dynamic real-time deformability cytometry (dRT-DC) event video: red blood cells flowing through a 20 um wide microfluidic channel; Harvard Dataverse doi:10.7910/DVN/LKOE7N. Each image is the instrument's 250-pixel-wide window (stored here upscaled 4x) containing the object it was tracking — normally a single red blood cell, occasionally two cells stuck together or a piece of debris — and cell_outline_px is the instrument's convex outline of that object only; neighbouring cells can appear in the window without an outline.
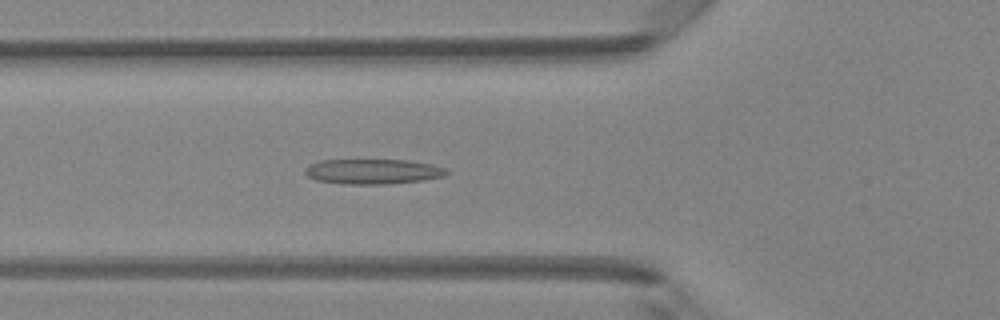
{"species": "Egyptian fruit bat (a non-hibernating species)", "species_latin": "Rousettus aegyptiacus", "temperature_condition": "room temperature", "stored_images_in_passage": 47, "camera_frame_rate_fps": 3000, "um_per_image_px": 0.085, "animal": {"sex": "female"}, "frame": {"image": 1, "passage_image": 16, "time_ms": 5.0, "image_size_px": [1000, 320], "cell_outline_px": [[448, 172], [444, 176], [424, 180], [388, 184], [340, 184], [316, 180], [308, 176], [304, 172], [304, 168], [308, 164], [320, 160], [408, 160], [432, 164], [444, 168]], "centroid_in_image_um": [31.65, 14.58], "position_along_channel_um": 94.1, "area_um2": 20.81}}
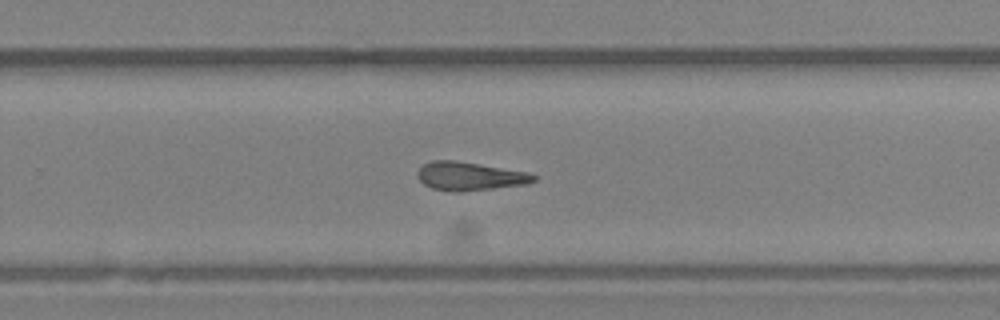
{"frame": {"image": 2, "passage_image": 30, "time_ms": 9.667, "image_size_px": [1000, 320], "cell_outline_px": [[536, 180], [528, 184], [460, 192], [452, 192], [432, 188], [424, 184], [416, 176], [416, 172], [424, 164], [432, 160], [456, 160], [524, 172], [536, 176]], "centroid_in_image_um": [39.87, 14.98], "position_along_channel_um": 289.9, "area_um2": 19.13}}
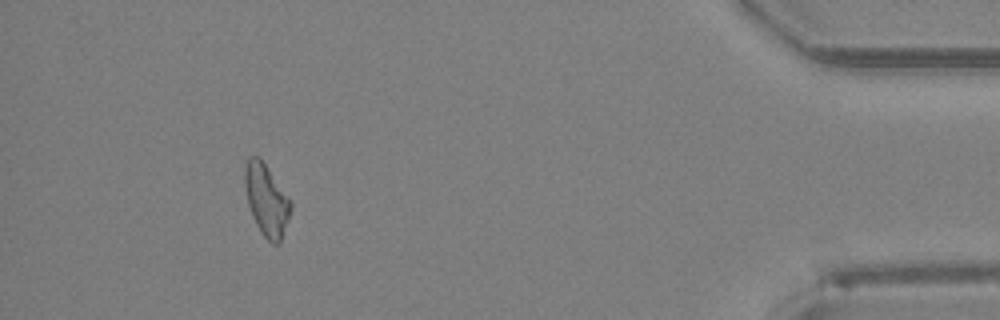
{"frame": {"image": 3, "passage_image": 43, "time_ms": 14.0, "image_size_px": [1000, 320], "cell_outline_px": [[292, 208], [280, 244], [272, 244], [260, 232], [252, 216], [248, 204], [244, 184], [244, 168], [248, 156], [260, 156], [292, 200]], "centroid_in_image_um": [22.66, 16.97], "position_along_channel_um": 412.5, "area_um2": 19.59}, "authors_computed_cell_mechanics": {"area_um2": 19.4786, "velocity_mm_per_s": 4.2157, "shape_relaxation_time_tau1_ms": null, "shape_relaxation_time_tau2_ms": 4.5198, "deformation_change_tau1": null, "deformation_change_tau2": 0.1647}}